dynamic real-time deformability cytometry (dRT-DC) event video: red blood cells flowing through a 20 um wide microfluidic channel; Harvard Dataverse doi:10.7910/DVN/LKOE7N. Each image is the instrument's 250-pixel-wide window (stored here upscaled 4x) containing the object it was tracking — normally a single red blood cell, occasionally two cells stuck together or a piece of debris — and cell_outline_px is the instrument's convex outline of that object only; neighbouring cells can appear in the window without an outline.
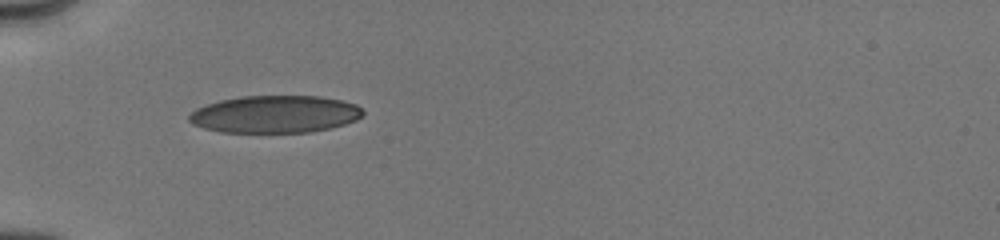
{"species": "human", "species_latin": "Homo sapiens", "temperature_condition": "cold", "stored_images_in_passage": 30, "camera_frame_rate_fps": 3000, "um_per_image_px": 0.085, "donor": {"sex": "male"}, "frame": {"image": 1, "passage_image": 1, "time_ms": 0.0, "image_size_px": [1000, 240], "cell_outline_px": [[364, 112], [356, 120], [332, 128], [308, 132], [220, 132], [204, 128], [192, 124], [188, 120], [188, 116], [196, 108], [220, 100], [240, 96], [320, 96], [340, 100], [356, 104]], "centroid_in_image_um": [23.35, 9.71], "position_along_channel_um": 61.6, "area_um2": 37.8}}
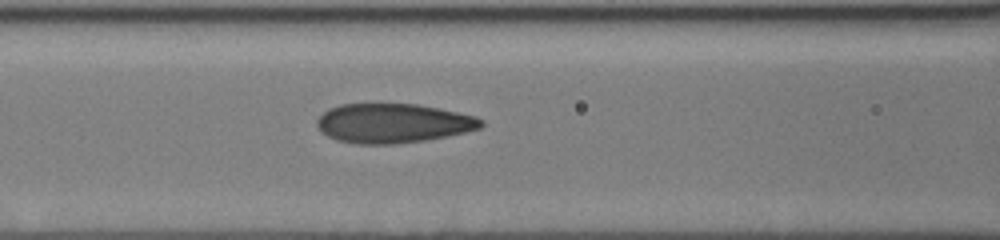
{"frame": {"image": 2, "passage_image": 17, "time_ms": 2.0, "image_size_px": [1000, 240], "cell_outline_px": [[484, 124], [480, 128], [464, 132], [424, 140], [396, 144], [356, 144], [336, 140], [320, 132], [316, 124], [316, 120], [328, 108], [340, 104], [380, 100], [416, 104], [476, 116], [484, 120]], "centroid_in_image_um": [33.33, 10.43], "position_along_channel_um": 133.3, "area_um2": 38.67}}
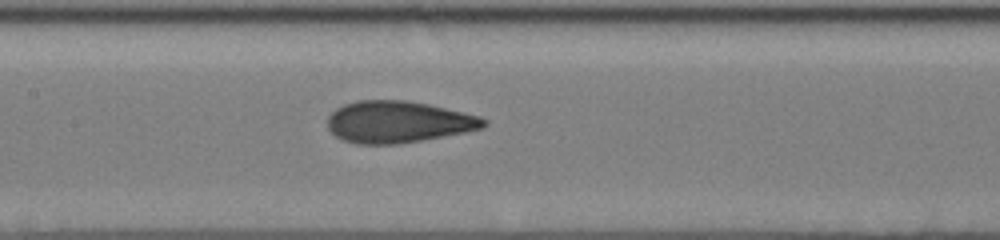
{"frame": {"image": 3, "passage_image": 26, "time_ms": 3.0, "image_size_px": [1000, 240], "cell_outline_px": [[488, 124], [484, 128], [464, 132], [420, 140], [396, 144], [356, 144], [344, 140], [336, 136], [328, 128], [328, 116], [336, 108], [344, 104], [356, 100], [404, 100], [428, 104], [480, 116], [488, 120]], "centroid_in_image_um": [33.84, 10.35], "position_along_channel_um": 173.6, "area_um2": 37.86}}